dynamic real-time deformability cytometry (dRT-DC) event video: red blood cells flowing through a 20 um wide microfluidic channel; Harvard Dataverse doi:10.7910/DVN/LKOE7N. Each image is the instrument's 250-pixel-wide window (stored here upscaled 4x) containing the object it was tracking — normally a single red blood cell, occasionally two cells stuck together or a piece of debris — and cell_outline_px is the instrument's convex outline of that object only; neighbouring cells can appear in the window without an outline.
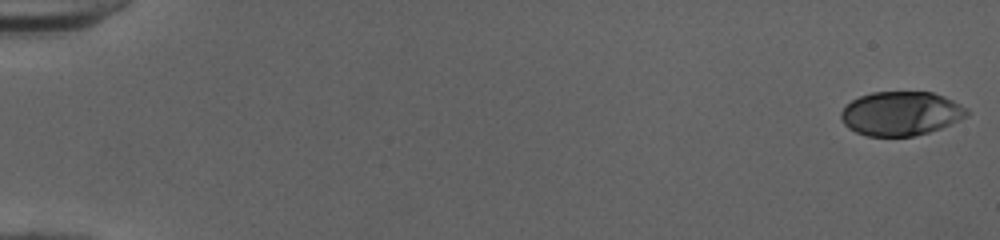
{"species": "human", "species_latin": "Homo sapiens", "temperature_condition": "cold", "stored_images_in_passage": 52, "camera_frame_rate_fps": 3000, "um_per_image_px": 0.085, "donor": {"sex": "female"}, "frame": {"image": 1, "passage_image": 1, "time_ms": 0.0, "image_size_px": [1000, 240], "cell_outline_px": [[968, 116], [960, 120], [940, 128], [928, 132], [912, 136], [868, 136], [856, 132], [848, 128], [844, 124], [840, 116], [840, 112], [852, 100], [860, 96], [872, 92], [932, 92], [944, 96], [968, 108]], "centroid_in_image_um": [76.58, 9.65], "position_along_channel_um": 8.4, "area_um2": 32.25}}
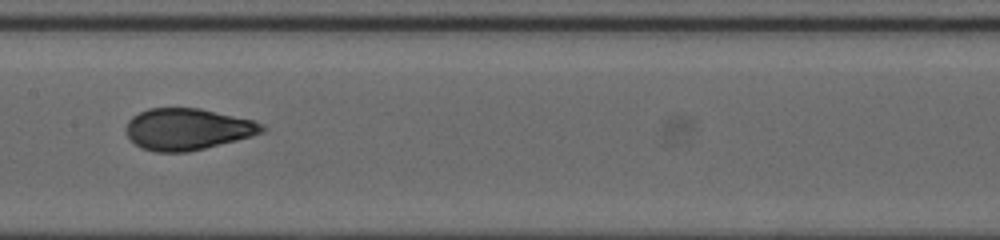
{"frame": {"image": 2, "passage_image": 28, "time_ms": 9.0, "image_size_px": [1000, 240], "cell_outline_px": [[268, 128], [264, 132], [252, 136], [188, 152], [156, 152], [140, 148], [128, 136], [128, 120], [132, 116], [148, 108], [200, 108], [252, 120], [264, 124]], "centroid_in_image_um": [15.97, 10.98], "position_along_channel_um": 191.4, "area_um2": 32.77}}
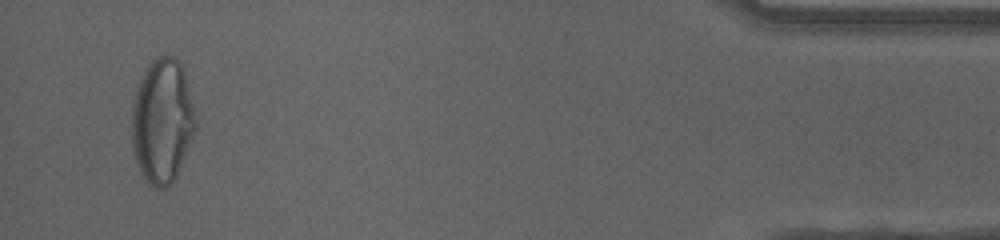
{"frame": {"image": 3, "passage_image": 50, "time_ms": 16.333, "image_size_px": [1000, 240], "cell_outline_px": [[196, 128], [180, 168], [172, 184], [164, 188], [156, 188], [148, 184], [144, 180], [140, 172], [132, 152], [132, 100], [136, 84], [152, 60], [160, 56], [172, 56], [180, 60], [184, 68], [196, 120]], "centroid_in_image_um": [13.77, 10.29], "position_along_channel_um": 421.4, "area_um2": 46.82}, "authors_computed_cell_mechanics": {"area_um2": 33.0905, "velocity_mm_per_s": 4.0393, "shape_relaxation_time_tau1_ms": 5.6304, "shape_relaxation_time_tau2_ms": 0.8082, "deformation_change_tau1": 0.2163, "deformation_change_tau2": 0.057}}